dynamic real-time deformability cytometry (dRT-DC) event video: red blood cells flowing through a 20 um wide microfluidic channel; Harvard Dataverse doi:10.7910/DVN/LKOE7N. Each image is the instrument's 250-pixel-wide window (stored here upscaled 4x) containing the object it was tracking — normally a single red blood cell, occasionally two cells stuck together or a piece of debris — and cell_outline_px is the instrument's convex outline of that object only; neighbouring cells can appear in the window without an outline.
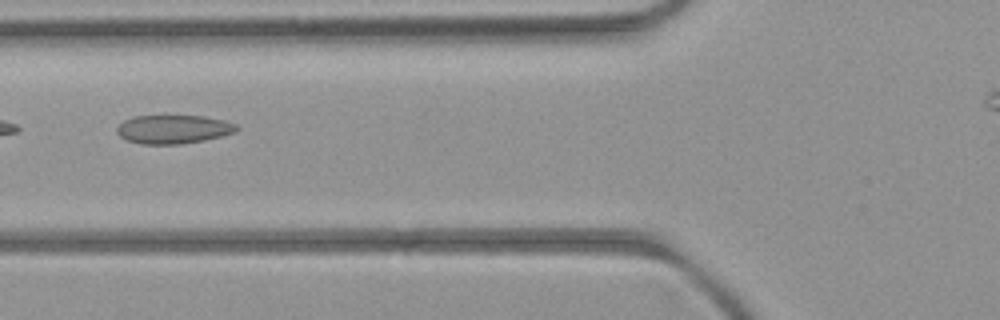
{"species": "common noctule bat (a hibernating species)", "species_latin": "Nyctalus noctula", "temperature_condition": "room temperature", "stored_images_in_passage": 4, "camera_frame_rate_fps": 3000, "um_per_image_px": 0.085, "animal": {"sex": "female", "body_mass_g": 21.9}, "frame": {"image": 1, "passage_image": 3, "time_ms": 3.0, "image_size_px": [1000, 320], "cell_outline_px": [[240, 128], [236, 132], [204, 140], [180, 144], [140, 144], [128, 140], [120, 136], [116, 132], [116, 128], [124, 120], [132, 116], [204, 116], [224, 120], [236, 124]], "centroid_in_image_um": [14.74, 10.98], "position_along_channel_um": 111.1, "area_um2": 20.0}}
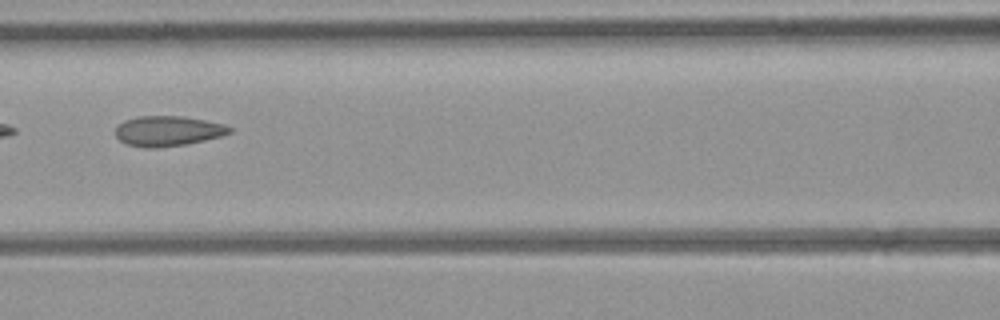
{"frame": {"image": 2, "passage_image": 4, "time_ms": 4.0, "image_size_px": [1000, 320], "cell_outline_px": [[232, 132], [220, 136], [204, 140], [184, 144], [156, 148], [144, 148], [124, 144], [116, 136], [116, 128], [124, 120], [136, 116], [184, 116], [224, 124], [232, 128]], "centroid_in_image_um": [14.24, 11.13], "position_along_channel_um": 152.4, "area_um2": 20.06}}